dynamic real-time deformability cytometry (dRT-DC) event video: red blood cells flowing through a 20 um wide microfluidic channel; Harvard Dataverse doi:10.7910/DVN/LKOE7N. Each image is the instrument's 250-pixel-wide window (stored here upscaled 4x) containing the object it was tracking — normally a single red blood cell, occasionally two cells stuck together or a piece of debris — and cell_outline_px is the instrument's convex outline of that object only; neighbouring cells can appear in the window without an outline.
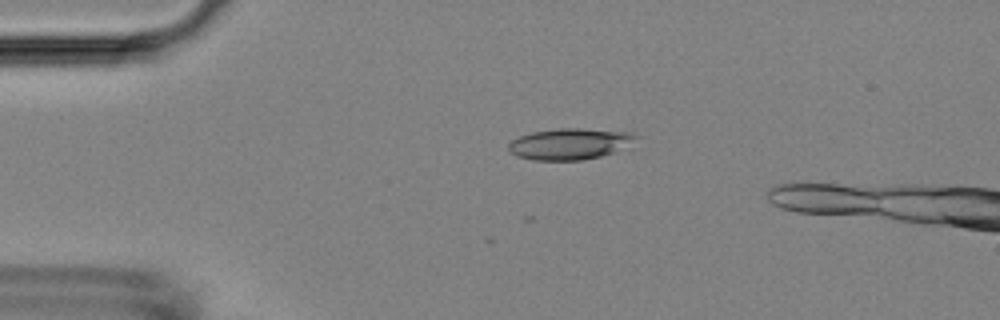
{"species": "Egyptian fruit bat (a non-hibernating species)", "species_latin": "Rousettus aegyptiacus", "temperature_condition": "room temperature", "stored_images_in_passage": 7, "camera_frame_rate_fps": 3000, "um_per_image_px": 0.085, "animal": {"sex": "female"}, "frame": {"image": 1, "passage_image": 3, "time_ms": 0.667, "image_size_px": [1000, 320], "cell_outline_px": [[640, 136], [632, 148], [584, 160], [532, 160], [516, 156], [508, 152], [508, 144], [512, 140], [520, 136], [532, 132], [556, 128], [580, 128], [632, 132]], "centroid_in_image_um": [48.53, 12.23], "position_along_channel_um": 36.5, "area_um2": 23.87}}